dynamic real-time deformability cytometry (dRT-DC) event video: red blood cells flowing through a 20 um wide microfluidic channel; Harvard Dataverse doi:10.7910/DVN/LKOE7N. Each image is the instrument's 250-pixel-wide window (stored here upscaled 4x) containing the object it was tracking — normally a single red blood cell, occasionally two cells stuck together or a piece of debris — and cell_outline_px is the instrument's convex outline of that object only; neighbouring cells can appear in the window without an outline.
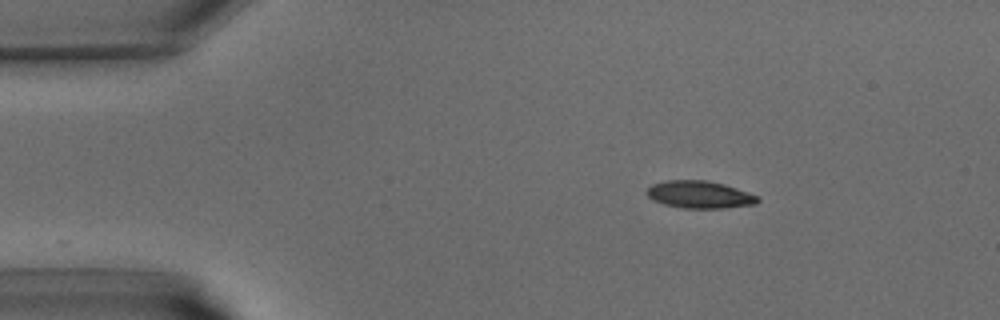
{"species": "common noctule bat (a hibernating species)", "species_latin": "Nyctalus noctula", "temperature_condition": "warm", "stored_images_in_passage": 35, "camera_frame_rate_fps": 3000, "um_per_image_px": 0.085, "animal": {"sex": "male", "body_mass_g": 15.6}, "frame": {"image": 1, "passage_image": 1, "time_ms": 0.0, "image_size_px": [1000, 320], "cell_outline_px": [[760, 200], [756, 204], [720, 208], [684, 208], [664, 204], [652, 200], [644, 192], [652, 184], [664, 180], [704, 180], [724, 184], [748, 192], [756, 196]], "centroid_in_image_um": [59.42, 16.53], "position_along_channel_um": 25.6, "area_um2": 17.63}}
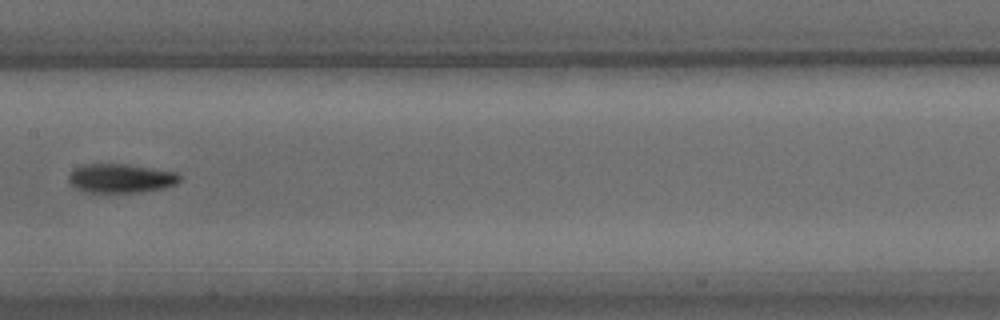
{"frame": {"image": 2, "passage_image": 15, "time_ms": 4.667, "image_size_px": [1000, 320], "cell_outline_px": [[180, 180], [176, 184], [164, 188], [136, 192], [84, 192], [76, 188], [68, 180], [68, 176], [72, 168], [84, 164], [124, 164], [152, 168], [176, 172], [180, 176]], "centroid_in_image_um": [10.23, 15.15], "position_along_channel_um": 197.2, "area_um2": 18.73}}
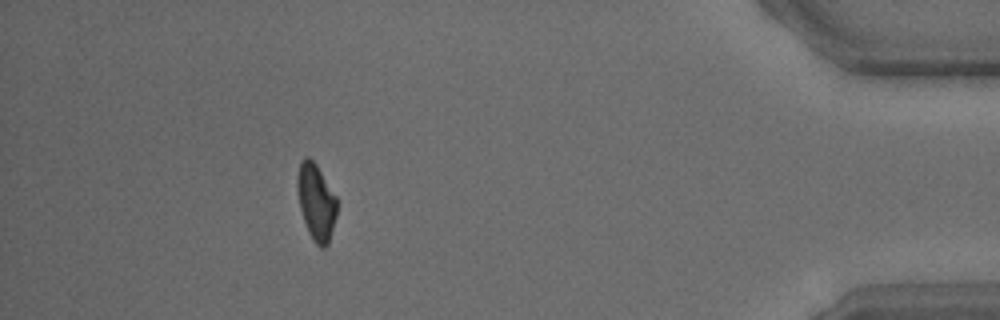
{"frame": {"image": 3, "passage_image": 31, "time_ms": 10.0, "image_size_px": [1000, 320], "cell_outline_px": [[336, 216], [328, 244], [324, 248], [320, 248], [312, 240], [308, 232], [300, 208], [296, 188], [296, 176], [300, 160], [304, 156], [308, 156], [316, 164], [336, 196]], "centroid_in_image_um": [26.84, 17.14], "position_along_channel_um": 408.4, "area_um2": 17.74}}